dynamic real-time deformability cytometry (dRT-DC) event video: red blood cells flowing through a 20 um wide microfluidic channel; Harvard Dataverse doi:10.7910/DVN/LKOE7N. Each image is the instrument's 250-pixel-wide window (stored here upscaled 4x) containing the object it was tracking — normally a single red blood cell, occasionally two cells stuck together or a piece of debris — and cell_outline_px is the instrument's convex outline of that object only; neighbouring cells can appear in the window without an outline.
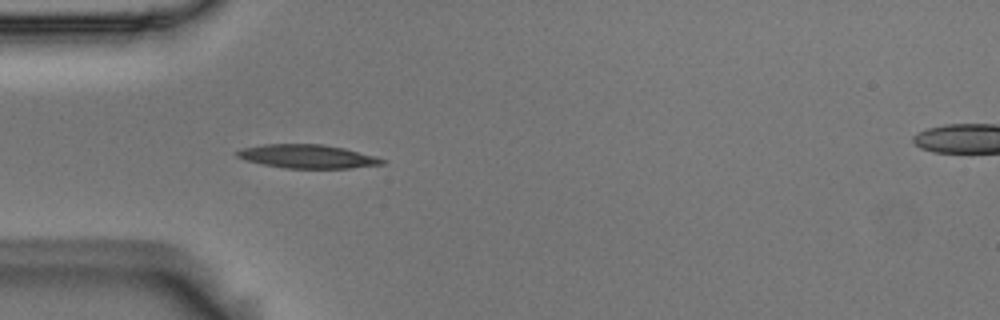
{"species": "Egyptian fruit bat (a non-hibernating species)", "species_latin": "Rousettus aegyptiacus", "temperature_condition": "room temperature", "stored_images_in_passage": 39, "camera_frame_rate_fps": 3000, "um_per_image_px": 0.085, "animal": {"sex": "male"}, "frame": {"image": 1, "passage_image": 1, "time_ms": 0.0, "image_size_px": [1000, 320], "cell_outline_px": [[388, 160], [384, 164], [348, 168], [284, 168], [244, 160], [236, 156], [236, 152], [240, 148], [264, 144], [324, 144], [344, 148], [376, 156]], "centroid_in_image_um": [26.14, 13.29], "position_along_channel_um": 58.9, "area_um2": 20.06}}
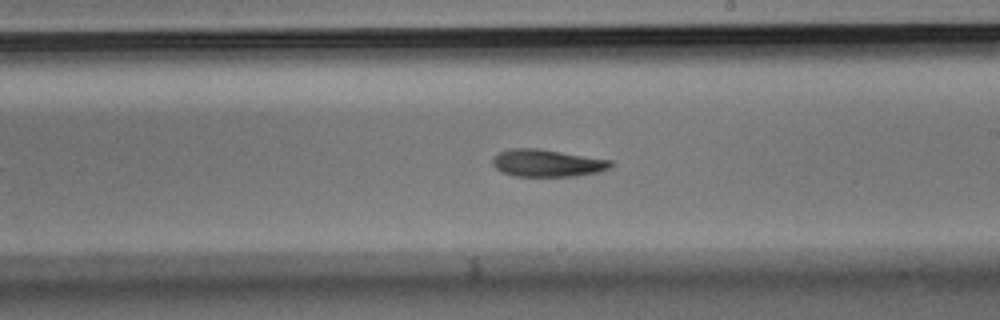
{"frame": {"image": 2, "passage_image": 16, "time_ms": 5.0, "image_size_px": [1000, 320], "cell_outline_px": [[612, 164], [608, 168], [600, 172], [576, 176], [516, 176], [500, 172], [492, 164], [492, 156], [500, 152], [512, 148], [536, 148], [612, 160]], "centroid_in_image_um": [46.48, 13.86], "position_along_channel_um": 242.5, "area_um2": 18.79}}
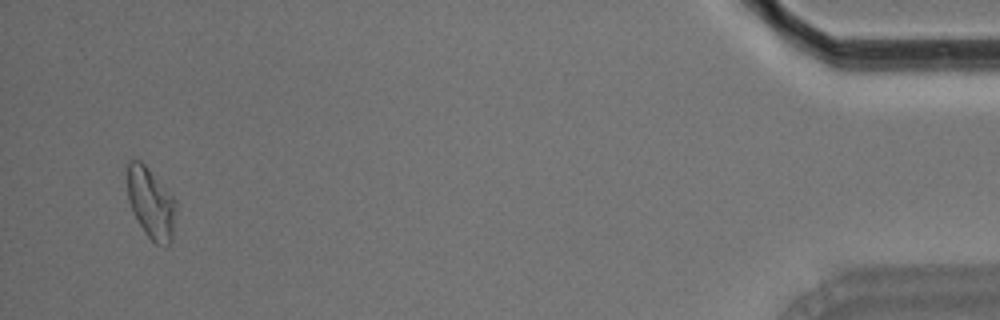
{"frame": {"image": 3, "passage_image": 37, "time_ms": 12.0, "image_size_px": [1000, 320], "cell_outline_px": [[176, 208], [172, 240], [168, 244], [156, 244], [144, 232], [132, 212], [128, 200], [128, 164], [132, 160], [140, 160], [148, 168], [176, 200]], "centroid_in_image_um": [12.83, 17.28], "position_along_channel_um": 422.4, "area_um2": 19.83}, "authors_computed_cell_mechanics": {"area_um2": 19.074, "velocity_mm_per_s": 3.7219, "shape_relaxation_time_tau1_ms": 8.222, "shape_relaxation_time_tau2_ms": 9.1824, "deformation_change_tau1": 0.1973, "deformation_change_tau2": 0.1881}}